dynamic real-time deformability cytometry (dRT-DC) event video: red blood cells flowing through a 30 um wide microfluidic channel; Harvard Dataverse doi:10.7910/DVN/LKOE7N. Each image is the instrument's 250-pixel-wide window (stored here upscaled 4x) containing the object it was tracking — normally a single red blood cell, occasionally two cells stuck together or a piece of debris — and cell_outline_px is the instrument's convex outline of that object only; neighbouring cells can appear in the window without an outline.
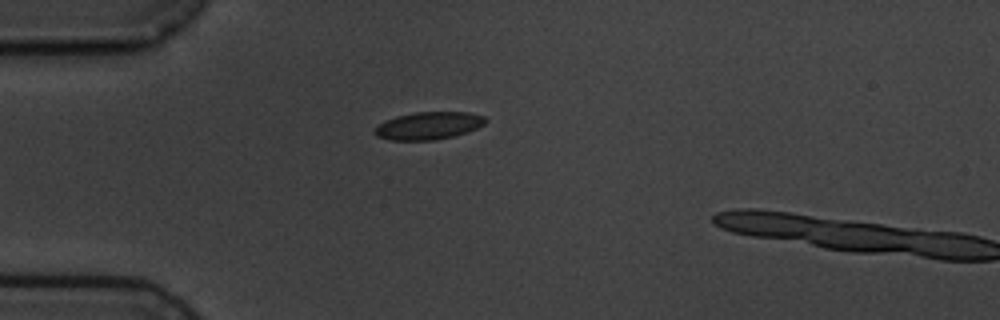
{"species": "common noctule bat (a hibernating species)", "species_latin": "Nyctalus noctula", "temperature_condition": "cold", "stored_images_in_passage": 3, "camera_frame_rate_fps": 3000, "um_per_image_px": 0.085, "animal": {"sex": "male", "body_mass_g": 19.5, "forearm_length_mm": 54.6}, "frame": {"image": 1, "passage_image": 2, "time_ms": 1.0, "image_size_px": [1000, 320], "cell_outline_px": [[488, 120], [484, 124], [476, 128], [452, 136], [436, 140], [388, 140], [376, 136], [376, 128], [384, 120], [396, 116], [416, 112], [468, 112], [484, 116]], "centroid_in_image_um": [36.42, 10.68], "position_along_channel_um": 48.6, "area_um2": 17.63}}